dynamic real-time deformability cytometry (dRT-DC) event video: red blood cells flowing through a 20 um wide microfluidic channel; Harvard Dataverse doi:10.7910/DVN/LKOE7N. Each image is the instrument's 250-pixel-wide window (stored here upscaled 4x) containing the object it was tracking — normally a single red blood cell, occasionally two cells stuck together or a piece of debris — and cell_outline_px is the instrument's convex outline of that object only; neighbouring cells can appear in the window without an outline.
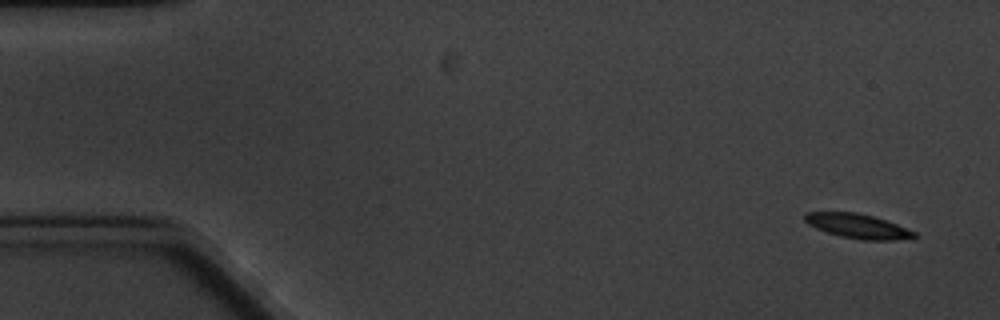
{"species": "common noctule bat (a hibernating species)", "species_latin": "Nyctalus noctula", "temperature_condition": "cold", "stored_images_in_passage": 5, "camera_frame_rate_fps": 3000, "um_per_image_px": 0.085, "animal": {"sex": "male", "body_mass_g": 20.1, "forearm_length_mm": 53.5}, "frame": {"image": 1, "passage_image": 1, "time_ms": 0.0, "image_size_px": [1000, 320], "cell_outline_px": [[916, 236], [896, 240], [864, 240], [840, 236], [816, 228], [808, 224], [804, 220], [804, 212], [856, 212], [872, 216], [896, 224], [916, 232]], "centroid_in_image_um": [72.87, 19.21], "position_along_channel_um": 12.1, "area_um2": 15.37}}
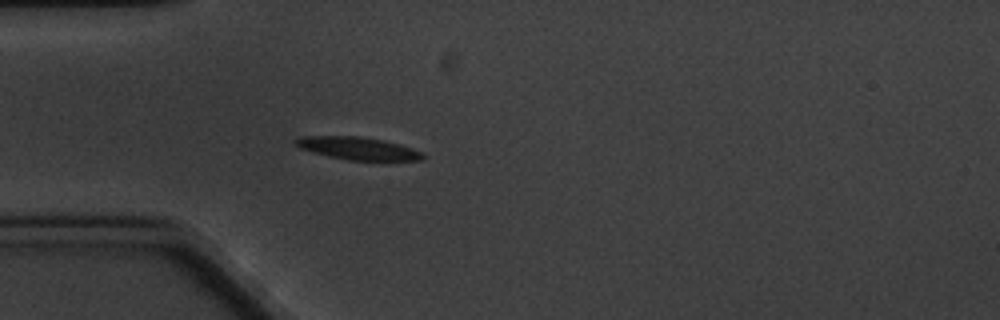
{"frame": {"image": 2, "passage_image": 5, "time_ms": 4.667, "image_size_px": [1000, 320], "cell_outline_px": [[424, 160], [348, 160], [328, 156], [312, 152], [300, 148], [292, 140], [300, 136], [360, 136], [384, 140], [400, 144], [412, 148], [420, 152], [424, 156]], "centroid_in_image_um": [30.39, 12.6], "position_along_channel_um": 54.6, "area_um2": 16.76}}